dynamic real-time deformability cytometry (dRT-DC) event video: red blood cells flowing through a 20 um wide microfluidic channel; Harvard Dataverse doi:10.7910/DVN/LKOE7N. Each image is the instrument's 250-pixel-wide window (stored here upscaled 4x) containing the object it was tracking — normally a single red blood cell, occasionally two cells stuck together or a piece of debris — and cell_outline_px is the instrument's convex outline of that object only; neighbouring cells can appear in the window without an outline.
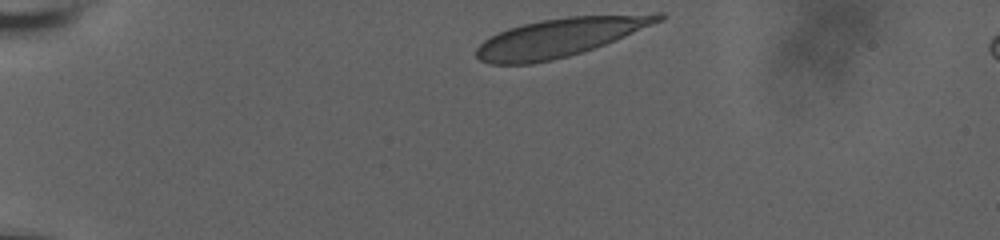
{"species": "human", "species_latin": "Homo sapiens", "temperature_condition": "room temperature", "stored_images_in_passage": 7, "camera_frame_rate_fps": 3000, "um_per_image_px": 0.085, "donor": {"sex": "male"}, "frame": {"image": 1, "passage_image": 1, "time_ms": 0.0, "image_size_px": [1000, 240], "cell_outline_px": [[668, 16], [664, 20], [604, 44], [568, 56], [552, 60], [532, 64], [488, 64], [480, 60], [476, 56], [476, 48], [484, 40], [508, 28], [524, 24], [544, 20], [568, 16], [656, 12], [664, 12]], "centroid_in_image_um": [47.66, 3.15], "position_along_channel_um": 37.3, "area_um2": 40.92}}
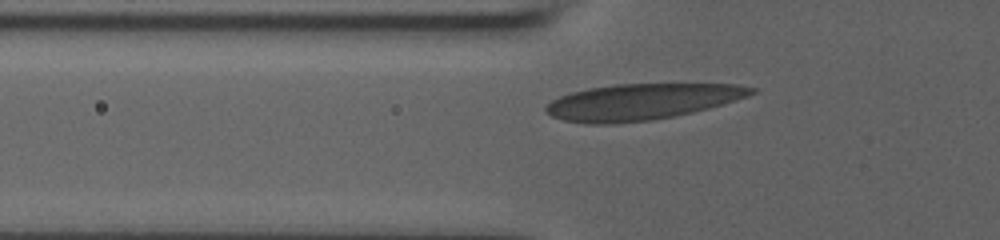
{"frame": {"image": 2, "passage_image": 6, "time_ms": 1.667, "image_size_px": [1000, 240], "cell_outline_px": [[756, 92], [748, 96], [736, 100], [708, 108], [692, 112], [652, 120], [616, 124], [584, 124], [564, 120], [552, 116], [544, 112], [544, 108], [552, 100], [560, 96], [572, 92], [588, 88], [616, 84], [736, 84], [756, 88]], "centroid_in_image_um": [54.51, 8.65], "position_along_channel_um": 71.3, "area_um2": 43.18}}